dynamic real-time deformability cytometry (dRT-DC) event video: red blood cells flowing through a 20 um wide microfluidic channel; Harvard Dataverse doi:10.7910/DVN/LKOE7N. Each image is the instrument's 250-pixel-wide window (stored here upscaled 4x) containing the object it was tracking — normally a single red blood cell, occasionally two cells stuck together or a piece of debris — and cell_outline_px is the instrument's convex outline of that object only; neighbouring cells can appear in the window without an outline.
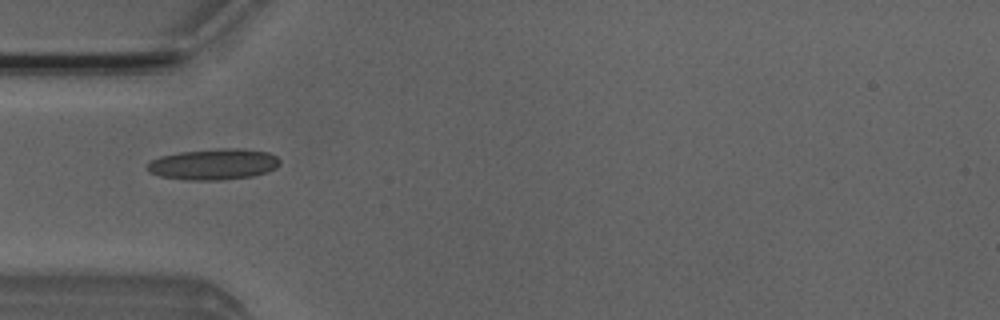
{"species": "Egyptian fruit bat (a non-hibernating species)", "species_latin": "Rousettus aegyptiacus", "temperature_condition": "room temperature", "stored_images_in_passage": 6, "camera_frame_rate_fps": 3000, "um_per_image_px": 0.085, "animal": {"sex": "male"}, "frame": {"image": 1, "passage_image": 3, "time_ms": 0.667, "image_size_px": [1000, 320], "cell_outline_px": [[280, 164], [276, 168], [268, 172], [252, 176], [220, 180], [184, 180], [160, 176], [148, 172], [148, 164], [152, 160], [160, 156], [180, 152], [220, 148], [232, 148], [268, 152], [276, 156], [280, 160]], "centroid_in_image_um": [18.16, 13.97], "position_along_channel_um": 66.8, "area_um2": 23.93}}
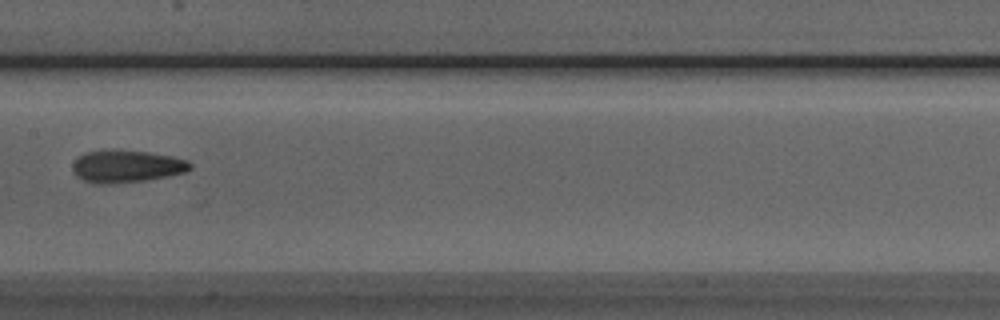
{"frame": {"image": 2, "passage_image": 6, "time_ms": 1.667, "image_size_px": [1000, 320], "cell_outline_px": [[192, 168], [184, 172], [168, 176], [144, 180], [112, 184], [92, 184], [76, 176], [72, 172], [72, 164], [80, 156], [88, 152], [112, 148], [148, 152], [172, 156], [188, 160], [192, 164]], "centroid_in_image_um": [10.74, 14.13], "position_along_channel_um": 196.7, "area_um2": 22.48}}